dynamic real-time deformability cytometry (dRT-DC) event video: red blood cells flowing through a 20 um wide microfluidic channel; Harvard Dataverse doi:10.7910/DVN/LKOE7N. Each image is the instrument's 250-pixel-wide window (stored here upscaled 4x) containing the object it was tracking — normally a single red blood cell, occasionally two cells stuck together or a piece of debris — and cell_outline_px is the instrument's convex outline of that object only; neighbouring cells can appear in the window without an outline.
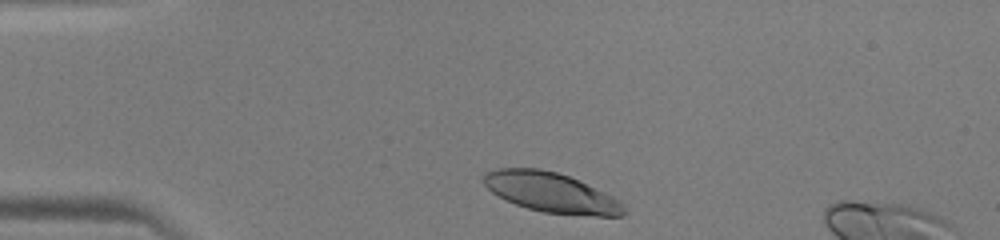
{"species": "human", "species_latin": "Homo sapiens", "temperature_condition": "warm", "stored_images_in_passage": 33, "camera_frame_rate_fps": 3000, "um_per_image_px": 0.085, "donor": {"sex": "male"}, "frame": {"image": 1, "passage_image": 2, "time_ms": 0.333, "image_size_px": [1000, 240], "cell_outline_px": [[628, 212], [624, 216], [596, 216], [544, 212], [528, 208], [516, 204], [492, 192], [484, 184], [484, 172], [496, 168], [540, 168], [556, 172], [568, 176], [604, 192], [620, 200]], "centroid_in_image_um": [46.87, 16.36], "position_along_channel_um": 38.1, "area_um2": 32.31}}
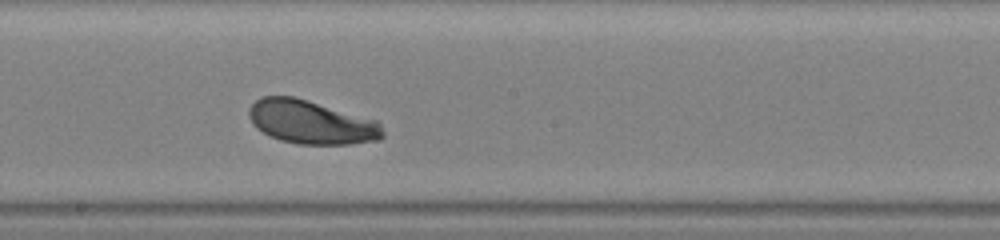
{"frame": {"image": 2, "passage_image": 18, "time_ms": 5.667, "image_size_px": [1000, 240], "cell_outline_px": [[384, 136], [380, 140], [348, 144], [300, 144], [280, 140], [256, 128], [252, 124], [248, 116], [248, 108], [256, 100], [264, 96], [292, 96], [376, 120], [380, 124], [384, 132]], "centroid_in_image_um": [26.44, 10.39], "position_along_channel_um": 221.8, "area_um2": 33.76}}
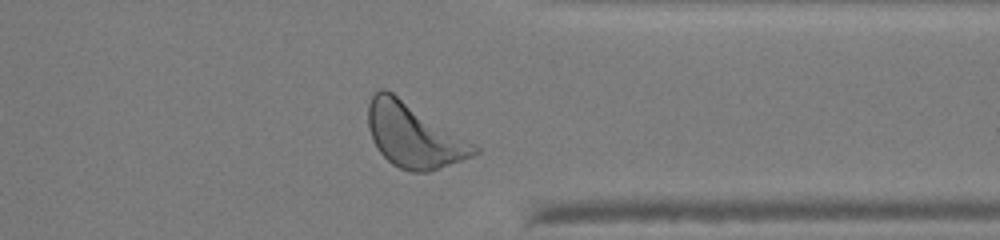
{"frame": {"image": 3, "passage_image": 29, "time_ms": 9.333, "image_size_px": [1000, 240], "cell_outline_px": [[480, 152], [472, 156], [428, 172], [412, 172], [400, 168], [392, 164], [380, 152], [372, 140], [368, 128], [368, 104], [372, 96], [380, 88], [384, 88], [392, 92], [480, 148]], "centroid_in_image_um": [35.13, 11.52], "position_along_channel_um": 376.3, "area_um2": 39.02}}